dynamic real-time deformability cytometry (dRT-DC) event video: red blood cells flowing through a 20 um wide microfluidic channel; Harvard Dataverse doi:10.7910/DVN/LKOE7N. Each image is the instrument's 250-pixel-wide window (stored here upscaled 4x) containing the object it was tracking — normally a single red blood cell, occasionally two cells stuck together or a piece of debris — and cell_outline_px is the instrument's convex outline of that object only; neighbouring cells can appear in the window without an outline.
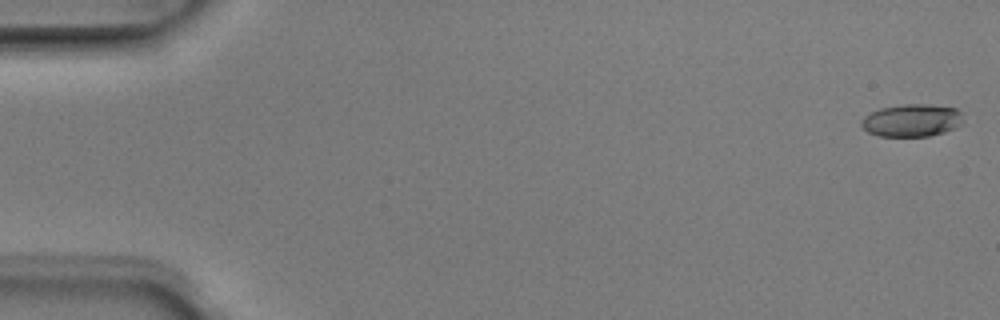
{"species": "Egyptian fruit bat (a non-hibernating species)", "species_latin": "Rousettus aegyptiacus", "temperature_condition": "room temperature", "stored_images_in_passage": 6, "camera_frame_rate_fps": 3000, "um_per_image_px": 0.085, "animal": {"sex": "male"}, "frame": {"image": 1, "passage_image": 1, "time_ms": 0.0, "image_size_px": [1000, 320], "cell_outline_px": [[964, 120], [960, 124], [944, 132], [928, 136], [880, 136], [868, 132], [860, 124], [860, 120], [864, 116], [880, 108], [904, 104], [928, 104], [956, 108], [964, 112]], "centroid_in_image_um": [77.52, 10.22], "position_along_channel_um": 7.5, "area_um2": 19.42}}